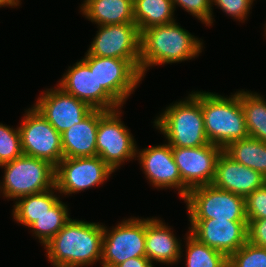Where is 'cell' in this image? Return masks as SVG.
I'll return each mask as SVG.
<instances>
[{"mask_svg":"<svg viewBox=\"0 0 266 267\" xmlns=\"http://www.w3.org/2000/svg\"><path fill=\"white\" fill-rule=\"evenodd\" d=\"M21 125V148L25 155L56 166L63 159L61 134L33 106L25 111Z\"/></svg>","mask_w":266,"mask_h":267,"instance_id":"10","label":"cell"},{"mask_svg":"<svg viewBox=\"0 0 266 267\" xmlns=\"http://www.w3.org/2000/svg\"><path fill=\"white\" fill-rule=\"evenodd\" d=\"M85 54L140 60V32L135 23L100 25Z\"/></svg>","mask_w":266,"mask_h":267,"instance_id":"13","label":"cell"},{"mask_svg":"<svg viewBox=\"0 0 266 267\" xmlns=\"http://www.w3.org/2000/svg\"><path fill=\"white\" fill-rule=\"evenodd\" d=\"M189 232L229 258L248 241V221L189 220Z\"/></svg>","mask_w":266,"mask_h":267,"instance_id":"15","label":"cell"},{"mask_svg":"<svg viewBox=\"0 0 266 267\" xmlns=\"http://www.w3.org/2000/svg\"><path fill=\"white\" fill-rule=\"evenodd\" d=\"M108 111L97 128L96 156L114 172L128 160L136 158L137 146L128 127L121 121L122 111Z\"/></svg>","mask_w":266,"mask_h":267,"instance_id":"9","label":"cell"},{"mask_svg":"<svg viewBox=\"0 0 266 267\" xmlns=\"http://www.w3.org/2000/svg\"><path fill=\"white\" fill-rule=\"evenodd\" d=\"M113 172L99 156L63 158L55 166V187L68 196L102 185Z\"/></svg>","mask_w":266,"mask_h":267,"instance_id":"11","label":"cell"},{"mask_svg":"<svg viewBox=\"0 0 266 267\" xmlns=\"http://www.w3.org/2000/svg\"><path fill=\"white\" fill-rule=\"evenodd\" d=\"M247 220L266 219V183L245 197Z\"/></svg>","mask_w":266,"mask_h":267,"instance_id":"31","label":"cell"},{"mask_svg":"<svg viewBox=\"0 0 266 267\" xmlns=\"http://www.w3.org/2000/svg\"><path fill=\"white\" fill-rule=\"evenodd\" d=\"M136 157L145 178L157 189L174 188L182 199V179L175 164L171 146L167 144L137 149Z\"/></svg>","mask_w":266,"mask_h":267,"instance_id":"17","label":"cell"},{"mask_svg":"<svg viewBox=\"0 0 266 267\" xmlns=\"http://www.w3.org/2000/svg\"><path fill=\"white\" fill-rule=\"evenodd\" d=\"M169 105L154 119L155 128L171 147L195 148L209 144L200 101L191 93Z\"/></svg>","mask_w":266,"mask_h":267,"instance_id":"4","label":"cell"},{"mask_svg":"<svg viewBox=\"0 0 266 267\" xmlns=\"http://www.w3.org/2000/svg\"><path fill=\"white\" fill-rule=\"evenodd\" d=\"M201 103L209 142L225 149L231 142L248 138L240 91L231 97L206 91L191 92Z\"/></svg>","mask_w":266,"mask_h":267,"instance_id":"3","label":"cell"},{"mask_svg":"<svg viewBox=\"0 0 266 267\" xmlns=\"http://www.w3.org/2000/svg\"><path fill=\"white\" fill-rule=\"evenodd\" d=\"M255 0H211V5L219 7L225 14L230 15L239 22H244L250 14Z\"/></svg>","mask_w":266,"mask_h":267,"instance_id":"32","label":"cell"},{"mask_svg":"<svg viewBox=\"0 0 266 267\" xmlns=\"http://www.w3.org/2000/svg\"><path fill=\"white\" fill-rule=\"evenodd\" d=\"M133 6L139 32L176 21L172 0H133Z\"/></svg>","mask_w":266,"mask_h":267,"instance_id":"23","label":"cell"},{"mask_svg":"<svg viewBox=\"0 0 266 267\" xmlns=\"http://www.w3.org/2000/svg\"><path fill=\"white\" fill-rule=\"evenodd\" d=\"M203 43L176 21L140 32V73L149 67L179 63L199 56Z\"/></svg>","mask_w":266,"mask_h":267,"instance_id":"2","label":"cell"},{"mask_svg":"<svg viewBox=\"0 0 266 267\" xmlns=\"http://www.w3.org/2000/svg\"><path fill=\"white\" fill-rule=\"evenodd\" d=\"M228 267H266V247L247 241L228 258Z\"/></svg>","mask_w":266,"mask_h":267,"instance_id":"28","label":"cell"},{"mask_svg":"<svg viewBox=\"0 0 266 267\" xmlns=\"http://www.w3.org/2000/svg\"><path fill=\"white\" fill-rule=\"evenodd\" d=\"M153 263L147 257L130 258L115 267H154Z\"/></svg>","mask_w":266,"mask_h":267,"instance_id":"34","label":"cell"},{"mask_svg":"<svg viewBox=\"0 0 266 267\" xmlns=\"http://www.w3.org/2000/svg\"><path fill=\"white\" fill-rule=\"evenodd\" d=\"M240 102L249 137L266 143V99L256 92L242 89Z\"/></svg>","mask_w":266,"mask_h":267,"instance_id":"25","label":"cell"},{"mask_svg":"<svg viewBox=\"0 0 266 267\" xmlns=\"http://www.w3.org/2000/svg\"><path fill=\"white\" fill-rule=\"evenodd\" d=\"M224 151L238 163L266 179V143L251 137L231 142Z\"/></svg>","mask_w":266,"mask_h":267,"instance_id":"24","label":"cell"},{"mask_svg":"<svg viewBox=\"0 0 266 267\" xmlns=\"http://www.w3.org/2000/svg\"><path fill=\"white\" fill-rule=\"evenodd\" d=\"M108 111L93 109L80 123L61 133L63 158L96 156L99 120Z\"/></svg>","mask_w":266,"mask_h":267,"instance_id":"19","label":"cell"},{"mask_svg":"<svg viewBox=\"0 0 266 267\" xmlns=\"http://www.w3.org/2000/svg\"><path fill=\"white\" fill-rule=\"evenodd\" d=\"M174 9L181 6L186 12L191 13L198 20L202 21L206 26L213 23V9L211 0H172Z\"/></svg>","mask_w":266,"mask_h":267,"instance_id":"30","label":"cell"},{"mask_svg":"<svg viewBox=\"0 0 266 267\" xmlns=\"http://www.w3.org/2000/svg\"><path fill=\"white\" fill-rule=\"evenodd\" d=\"M43 93L33 106L60 134L80 123L93 110L86 102L58 86L46 89Z\"/></svg>","mask_w":266,"mask_h":267,"instance_id":"14","label":"cell"},{"mask_svg":"<svg viewBox=\"0 0 266 267\" xmlns=\"http://www.w3.org/2000/svg\"><path fill=\"white\" fill-rule=\"evenodd\" d=\"M69 68L57 84L64 92L86 102L93 109L113 111L122 108L98 85L94 69H90L82 60Z\"/></svg>","mask_w":266,"mask_h":267,"instance_id":"16","label":"cell"},{"mask_svg":"<svg viewBox=\"0 0 266 267\" xmlns=\"http://www.w3.org/2000/svg\"><path fill=\"white\" fill-rule=\"evenodd\" d=\"M186 235V267H228V258L207 246L189 231Z\"/></svg>","mask_w":266,"mask_h":267,"instance_id":"27","label":"cell"},{"mask_svg":"<svg viewBox=\"0 0 266 267\" xmlns=\"http://www.w3.org/2000/svg\"><path fill=\"white\" fill-rule=\"evenodd\" d=\"M247 221L248 241L256 246L266 247V219Z\"/></svg>","mask_w":266,"mask_h":267,"instance_id":"33","label":"cell"},{"mask_svg":"<svg viewBox=\"0 0 266 267\" xmlns=\"http://www.w3.org/2000/svg\"><path fill=\"white\" fill-rule=\"evenodd\" d=\"M265 183L264 176L238 163L224 150L218 157L215 178L212 183L215 187L246 197Z\"/></svg>","mask_w":266,"mask_h":267,"instance_id":"18","label":"cell"},{"mask_svg":"<svg viewBox=\"0 0 266 267\" xmlns=\"http://www.w3.org/2000/svg\"><path fill=\"white\" fill-rule=\"evenodd\" d=\"M182 179V200L194 187L212 184L223 148L211 143L195 148L171 147Z\"/></svg>","mask_w":266,"mask_h":267,"instance_id":"12","label":"cell"},{"mask_svg":"<svg viewBox=\"0 0 266 267\" xmlns=\"http://www.w3.org/2000/svg\"><path fill=\"white\" fill-rule=\"evenodd\" d=\"M81 60L90 69H94L98 85H101L122 108L143 80L140 60L97 57L90 54H86Z\"/></svg>","mask_w":266,"mask_h":267,"instance_id":"7","label":"cell"},{"mask_svg":"<svg viewBox=\"0 0 266 267\" xmlns=\"http://www.w3.org/2000/svg\"><path fill=\"white\" fill-rule=\"evenodd\" d=\"M103 224L70 219L44 245L54 267H88L102 258Z\"/></svg>","mask_w":266,"mask_h":267,"instance_id":"1","label":"cell"},{"mask_svg":"<svg viewBox=\"0 0 266 267\" xmlns=\"http://www.w3.org/2000/svg\"><path fill=\"white\" fill-rule=\"evenodd\" d=\"M183 200L189 220L247 221L245 197L219 189L213 184L190 189Z\"/></svg>","mask_w":266,"mask_h":267,"instance_id":"6","label":"cell"},{"mask_svg":"<svg viewBox=\"0 0 266 267\" xmlns=\"http://www.w3.org/2000/svg\"><path fill=\"white\" fill-rule=\"evenodd\" d=\"M54 192H58L56 187L18 198L13 206L12 219L29 227L60 200Z\"/></svg>","mask_w":266,"mask_h":267,"instance_id":"22","label":"cell"},{"mask_svg":"<svg viewBox=\"0 0 266 267\" xmlns=\"http://www.w3.org/2000/svg\"><path fill=\"white\" fill-rule=\"evenodd\" d=\"M23 155L19 128L0 123V166Z\"/></svg>","mask_w":266,"mask_h":267,"instance_id":"29","label":"cell"},{"mask_svg":"<svg viewBox=\"0 0 266 267\" xmlns=\"http://www.w3.org/2000/svg\"><path fill=\"white\" fill-rule=\"evenodd\" d=\"M80 9L98 26L135 23L133 0H84Z\"/></svg>","mask_w":266,"mask_h":267,"instance_id":"21","label":"cell"},{"mask_svg":"<svg viewBox=\"0 0 266 267\" xmlns=\"http://www.w3.org/2000/svg\"><path fill=\"white\" fill-rule=\"evenodd\" d=\"M4 168L1 192L7 199L40 193L55 187V166L49 161L23 154Z\"/></svg>","mask_w":266,"mask_h":267,"instance_id":"5","label":"cell"},{"mask_svg":"<svg viewBox=\"0 0 266 267\" xmlns=\"http://www.w3.org/2000/svg\"><path fill=\"white\" fill-rule=\"evenodd\" d=\"M146 219L130 217L111 230L103 225L101 267H115L130 258L146 257Z\"/></svg>","mask_w":266,"mask_h":267,"instance_id":"8","label":"cell"},{"mask_svg":"<svg viewBox=\"0 0 266 267\" xmlns=\"http://www.w3.org/2000/svg\"><path fill=\"white\" fill-rule=\"evenodd\" d=\"M156 217L146 218L145 250L146 257L153 263L176 264L181 261L182 248L174 231Z\"/></svg>","mask_w":266,"mask_h":267,"instance_id":"20","label":"cell"},{"mask_svg":"<svg viewBox=\"0 0 266 267\" xmlns=\"http://www.w3.org/2000/svg\"><path fill=\"white\" fill-rule=\"evenodd\" d=\"M68 206L59 200L48 212L38 218L30 228L42 245L47 244L70 220Z\"/></svg>","mask_w":266,"mask_h":267,"instance_id":"26","label":"cell"},{"mask_svg":"<svg viewBox=\"0 0 266 267\" xmlns=\"http://www.w3.org/2000/svg\"><path fill=\"white\" fill-rule=\"evenodd\" d=\"M21 0H0V8L1 7H17L19 6Z\"/></svg>","mask_w":266,"mask_h":267,"instance_id":"35","label":"cell"}]
</instances>
